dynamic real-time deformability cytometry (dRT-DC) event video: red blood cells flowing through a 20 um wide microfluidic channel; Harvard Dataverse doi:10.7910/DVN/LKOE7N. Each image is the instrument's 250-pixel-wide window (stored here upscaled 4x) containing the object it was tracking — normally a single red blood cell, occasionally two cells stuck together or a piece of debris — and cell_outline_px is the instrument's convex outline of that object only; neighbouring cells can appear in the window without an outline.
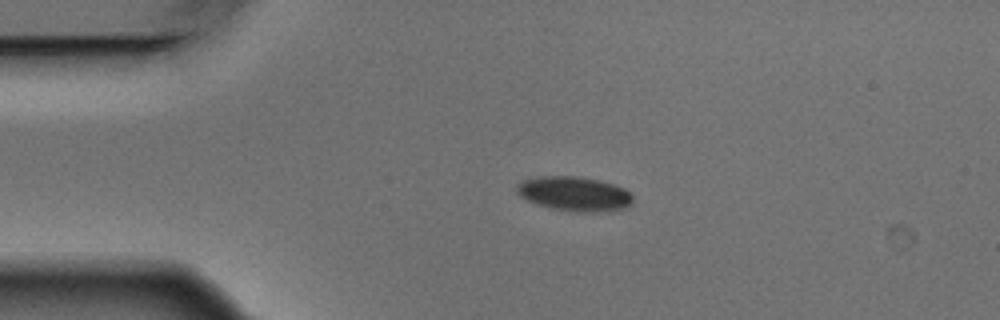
{"species": "Egyptian fruit bat (a non-hibernating species)", "species_latin": "Rousettus aegyptiacus", "temperature_condition": "warm", "stored_images_in_passage": 3, "camera_frame_rate_fps": 3000, "um_per_image_px": 0.085, "animal": {"sex": "male"}, "frame": {"image": 1, "passage_image": 1, "time_ms": 0.0, "image_size_px": [1000, 320], "cell_outline_px": [[632, 200], [624, 208], [608, 212], [584, 212], [552, 208], [536, 204], [520, 196], [516, 192], [516, 184], [524, 180], [540, 176], [576, 176], [600, 180], [624, 188], [632, 196]], "centroid_in_image_um": [48.8, 16.47], "position_along_channel_um": 36.2, "area_um2": 23.18}}
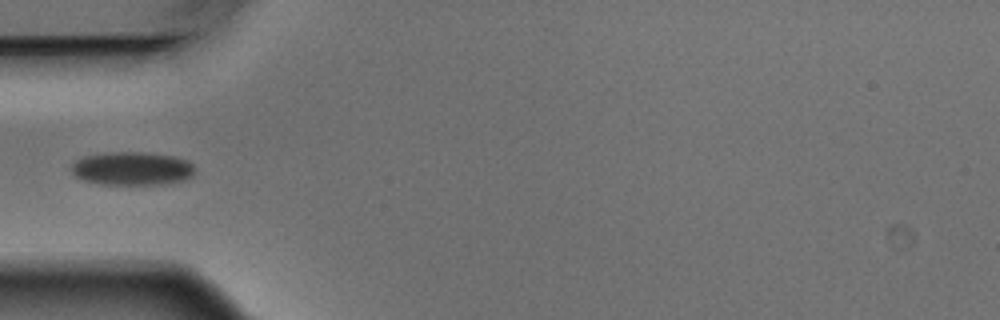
{"frame": {"image": 2, "passage_image": 2, "time_ms": 0.333, "image_size_px": [1000, 320], "cell_outline_px": [[196, 172], [192, 176], [184, 180], [168, 184], [100, 184], [84, 180], [76, 176], [68, 168], [76, 160], [84, 156], [108, 152], [144, 152], [172, 156], [188, 160], [196, 168]], "centroid_in_image_um": [11.25, 14.32], "position_along_channel_um": 73.8, "area_um2": 24.28}}
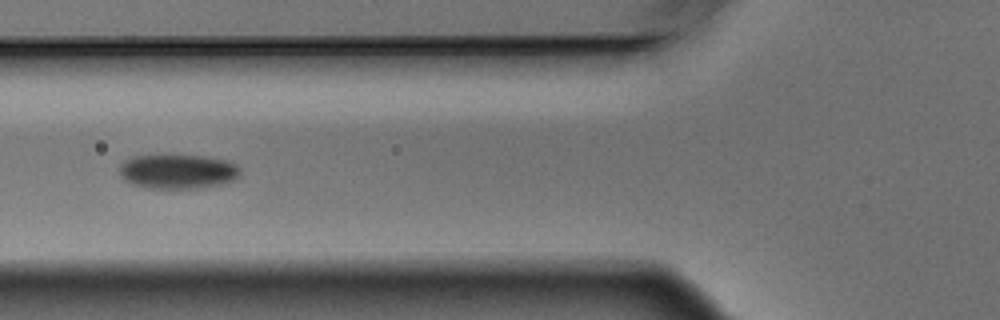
{"frame": {"image": 3, "passage_image": 3, "time_ms": 0.667, "image_size_px": [1000, 320], "cell_outline_px": [[240, 176], [236, 180], [204, 188], [148, 188], [132, 184], [124, 180], [120, 176], [120, 164], [124, 160], [136, 156], [204, 156], [228, 160], [236, 164], [240, 168]], "centroid_in_image_um": [15.15, 14.59], "position_along_channel_um": 110.7, "area_um2": 24.33}}